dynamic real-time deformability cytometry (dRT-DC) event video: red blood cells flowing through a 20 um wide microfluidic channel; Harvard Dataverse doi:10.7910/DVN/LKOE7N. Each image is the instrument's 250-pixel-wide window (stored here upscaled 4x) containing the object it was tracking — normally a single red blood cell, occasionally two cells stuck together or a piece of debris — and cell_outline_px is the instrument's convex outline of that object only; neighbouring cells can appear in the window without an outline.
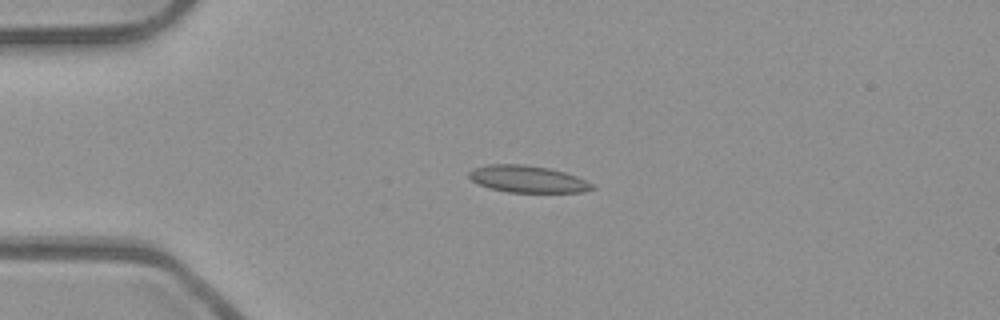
{"species": "common noctule bat (a hibernating species)", "species_latin": "Nyctalus noctula", "temperature_condition": "room temperature", "stored_images_in_passage": 52, "camera_frame_rate_fps": 3000, "um_per_image_px": 0.085, "animal": {"sex": "male", "body_mass_g": 23.1, "forearm_length_mm": 52.7}, "frame": {"image": 1, "passage_image": 12, "time_ms": 3.667, "image_size_px": [1000, 320], "cell_outline_px": [[596, 188], [584, 192], [508, 192], [492, 188], [480, 184], [472, 180], [468, 176], [468, 172], [472, 168], [488, 164], [524, 164], [548, 168], [564, 172], [576, 176], [592, 184]], "centroid_in_image_um": [44.83, 15.21], "position_along_channel_um": 40.2, "area_um2": 19.19}}
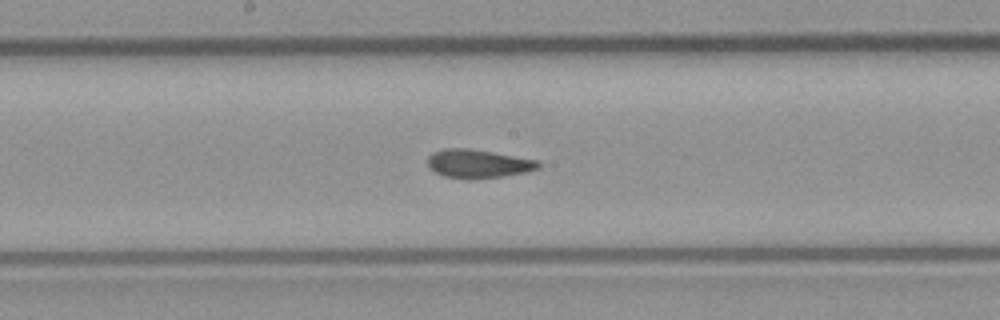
{"frame": {"image": 2, "passage_image": 27, "time_ms": 8.667, "image_size_px": [1000, 320], "cell_outline_px": [[540, 168], [528, 172], [500, 176], [468, 180], [444, 176], [428, 168], [428, 156], [432, 152], [444, 148], [468, 148], [492, 152], [536, 160], [540, 164]], "centroid_in_image_um": [40.6, 13.92], "position_along_channel_um": 207.6, "area_um2": 18.44}}
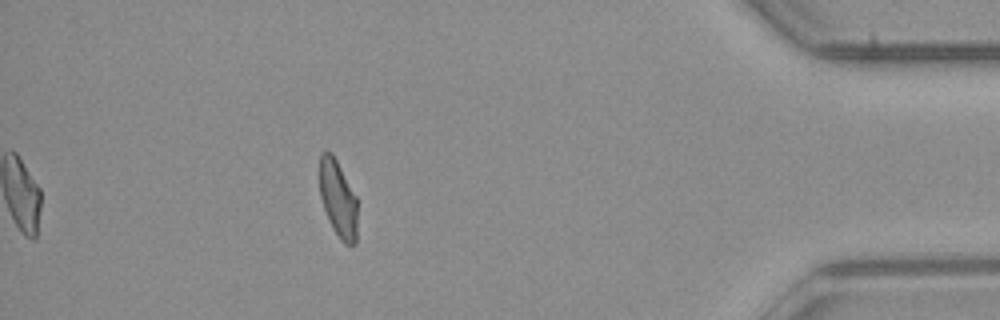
{"frame": {"image": 3, "passage_image": 46, "time_ms": 15.0, "image_size_px": [1000, 320], "cell_outline_px": [[356, 244], [344, 244], [340, 240], [332, 228], [328, 220], [320, 196], [320, 152], [332, 152], [356, 196]], "centroid_in_image_um": [28.72, 16.91], "position_along_channel_um": 406.5, "area_um2": 16.82}, "authors_computed_cell_mechanics": {"area_um2": 18.4382, "velocity_mm_per_s": 3.9551, "shape_relaxation_time_tau1_ms": null, "shape_relaxation_time_tau2_ms": 1.4181, "deformation_change_tau1": null, "deformation_change_tau2": 0.0796}}